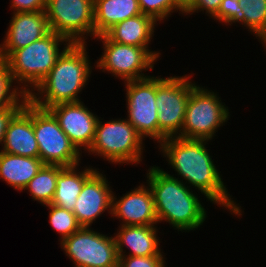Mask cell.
I'll return each instance as SVG.
<instances>
[{
    "label": "cell",
    "instance_id": "23",
    "mask_svg": "<svg viewBox=\"0 0 266 267\" xmlns=\"http://www.w3.org/2000/svg\"><path fill=\"white\" fill-rule=\"evenodd\" d=\"M63 168L59 165L44 164L24 190H28L32 198L40 204H51L56 190L58 174Z\"/></svg>",
    "mask_w": 266,
    "mask_h": 267
},
{
    "label": "cell",
    "instance_id": "5",
    "mask_svg": "<svg viewBox=\"0 0 266 267\" xmlns=\"http://www.w3.org/2000/svg\"><path fill=\"white\" fill-rule=\"evenodd\" d=\"M143 138L128 120H97L94 140L88 152L115 163H140Z\"/></svg>",
    "mask_w": 266,
    "mask_h": 267
},
{
    "label": "cell",
    "instance_id": "11",
    "mask_svg": "<svg viewBox=\"0 0 266 267\" xmlns=\"http://www.w3.org/2000/svg\"><path fill=\"white\" fill-rule=\"evenodd\" d=\"M96 38L102 40L104 47V53L96 62V67L126 82L147 78L148 75L145 76L142 71L148 68L152 70L154 62L157 61L144 47L113 42L105 34L96 36Z\"/></svg>",
    "mask_w": 266,
    "mask_h": 267
},
{
    "label": "cell",
    "instance_id": "8",
    "mask_svg": "<svg viewBox=\"0 0 266 267\" xmlns=\"http://www.w3.org/2000/svg\"><path fill=\"white\" fill-rule=\"evenodd\" d=\"M32 123L39 158L44 164L63 167L79 165L81 153L48 109H41L32 104Z\"/></svg>",
    "mask_w": 266,
    "mask_h": 267
},
{
    "label": "cell",
    "instance_id": "18",
    "mask_svg": "<svg viewBox=\"0 0 266 267\" xmlns=\"http://www.w3.org/2000/svg\"><path fill=\"white\" fill-rule=\"evenodd\" d=\"M156 23L151 16L140 14L115 24L105 35L113 42L144 47L158 59L160 53L148 49Z\"/></svg>",
    "mask_w": 266,
    "mask_h": 267
},
{
    "label": "cell",
    "instance_id": "9",
    "mask_svg": "<svg viewBox=\"0 0 266 267\" xmlns=\"http://www.w3.org/2000/svg\"><path fill=\"white\" fill-rule=\"evenodd\" d=\"M45 14L50 30L72 44L94 37V0H46Z\"/></svg>",
    "mask_w": 266,
    "mask_h": 267
},
{
    "label": "cell",
    "instance_id": "6",
    "mask_svg": "<svg viewBox=\"0 0 266 267\" xmlns=\"http://www.w3.org/2000/svg\"><path fill=\"white\" fill-rule=\"evenodd\" d=\"M189 77H156L158 143L168 137H177L182 131L188 98L196 86L189 82Z\"/></svg>",
    "mask_w": 266,
    "mask_h": 267
},
{
    "label": "cell",
    "instance_id": "16",
    "mask_svg": "<svg viewBox=\"0 0 266 267\" xmlns=\"http://www.w3.org/2000/svg\"><path fill=\"white\" fill-rule=\"evenodd\" d=\"M112 195V216L120 218L123 226H154L158 223L150 187L138 186L118 201Z\"/></svg>",
    "mask_w": 266,
    "mask_h": 267
},
{
    "label": "cell",
    "instance_id": "28",
    "mask_svg": "<svg viewBox=\"0 0 266 267\" xmlns=\"http://www.w3.org/2000/svg\"><path fill=\"white\" fill-rule=\"evenodd\" d=\"M240 0H222L217 14L213 17L224 23L240 22L244 25V13Z\"/></svg>",
    "mask_w": 266,
    "mask_h": 267
},
{
    "label": "cell",
    "instance_id": "17",
    "mask_svg": "<svg viewBox=\"0 0 266 267\" xmlns=\"http://www.w3.org/2000/svg\"><path fill=\"white\" fill-rule=\"evenodd\" d=\"M2 152L39 157L38 143L32 123V103L26 101L23 107L10 120L3 140Z\"/></svg>",
    "mask_w": 266,
    "mask_h": 267
},
{
    "label": "cell",
    "instance_id": "32",
    "mask_svg": "<svg viewBox=\"0 0 266 267\" xmlns=\"http://www.w3.org/2000/svg\"><path fill=\"white\" fill-rule=\"evenodd\" d=\"M21 108L22 107H7L0 109V144H3L4 135L10 120Z\"/></svg>",
    "mask_w": 266,
    "mask_h": 267
},
{
    "label": "cell",
    "instance_id": "20",
    "mask_svg": "<svg viewBox=\"0 0 266 267\" xmlns=\"http://www.w3.org/2000/svg\"><path fill=\"white\" fill-rule=\"evenodd\" d=\"M140 14L138 0H94V37L103 35L115 24Z\"/></svg>",
    "mask_w": 266,
    "mask_h": 267
},
{
    "label": "cell",
    "instance_id": "29",
    "mask_svg": "<svg viewBox=\"0 0 266 267\" xmlns=\"http://www.w3.org/2000/svg\"><path fill=\"white\" fill-rule=\"evenodd\" d=\"M127 257V258H126ZM163 256H120L118 267H165Z\"/></svg>",
    "mask_w": 266,
    "mask_h": 267
},
{
    "label": "cell",
    "instance_id": "4",
    "mask_svg": "<svg viewBox=\"0 0 266 267\" xmlns=\"http://www.w3.org/2000/svg\"><path fill=\"white\" fill-rule=\"evenodd\" d=\"M59 42L67 44L61 52ZM70 44L63 36L50 31L45 37L13 51L4 61L8 64L13 79L19 84L24 82L21 89L28 95L32 91L30 88L34 89L41 83Z\"/></svg>",
    "mask_w": 266,
    "mask_h": 267
},
{
    "label": "cell",
    "instance_id": "14",
    "mask_svg": "<svg viewBox=\"0 0 266 267\" xmlns=\"http://www.w3.org/2000/svg\"><path fill=\"white\" fill-rule=\"evenodd\" d=\"M4 43L0 45V59L45 37L51 30L45 11L16 12L9 22Z\"/></svg>",
    "mask_w": 266,
    "mask_h": 267
},
{
    "label": "cell",
    "instance_id": "7",
    "mask_svg": "<svg viewBox=\"0 0 266 267\" xmlns=\"http://www.w3.org/2000/svg\"><path fill=\"white\" fill-rule=\"evenodd\" d=\"M220 101L216 93L196 85L188 98L182 131L177 137L211 140L229 118L227 107Z\"/></svg>",
    "mask_w": 266,
    "mask_h": 267
},
{
    "label": "cell",
    "instance_id": "31",
    "mask_svg": "<svg viewBox=\"0 0 266 267\" xmlns=\"http://www.w3.org/2000/svg\"><path fill=\"white\" fill-rule=\"evenodd\" d=\"M11 9L16 12L45 11L46 0H12Z\"/></svg>",
    "mask_w": 266,
    "mask_h": 267
},
{
    "label": "cell",
    "instance_id": "33",
    "mask_svg": "<svg viewBox=\"0 0 266 267\" xmlns=\"http://www.w3.org/2000/svg\"><path fill=\"white\" fill-rule=\"evenodd\" d=\"M182 9H184L187 5L189 0H174Z\"/></svg>",
    "mask_w": 266,
    "mask_h": 267
},
{
    "label": "cell",
    "instance_id": "12",
    "mask_svg": "<svg viewBox=\"0 0 266 267\" xmlns=\"http://www.w3.org/2000/svg\"><path fill=\"white\" fill-rule=\"evenodd\" d=\"M125 85L127 120L143 139L148 136L158 142L156 77L149 76L140 80L127 81Z\"/></svg>",
    "mask_w": 266,
    "mask_h": 267
},
{
    "label": "cell",
    "instance_id": "19",
    "mask_svg": "<svg viewBox=\"0 0 266 267\" xmlns=\"http://www.w3.org/2000/svg\"><path fill=\"white\" fill-rule=\"evenodd\" d=\"M114 236L118 257L123 256V247L130 249L129 256H163L158 248L159 239L155 226H123Z\"/></svg>",
    "mask_w": 266,
    "mask_h": 267
},
{
    "label": "cell",
    "instance_id": "1",
    "mask_svg": "<svg viewBox=\"0 0 266 267\" xmlns=\"http://www.w3.org/2000/svg\"><path fill=\"white\" fill-rule=\"evenodd\" d=\"M206 141L208 142L168 137L160 143V148L178 175L200 190L212 203H218L217 205H222L240 216L241 208L229 197L230 194L226 191L221 176L205 148Z\"/></svg>",
    "mask_w": 266,
    "mask_h": 267
},
{
    "label": "cell",
    "instance_id": "25",
    "mask_svg": "<svg viewBox=\"0 0 266 267\" xmlns=\"http://www.w3.org/2000/svg\"><path fill=\"white\" fill-rule=\"evenodd\" d=\"M13 81L14 79L8 64L0 59V109L7 107H23L28 100V95L21 87L20 89L15 87V89L12 88L11 90L10 87Z\"/></svg>",
    "mask_w": 266,
    "mask_h": 267
},
{
    "label": "cell",
    "instance_id": "15",
    "mask_svg": "<svg viewBox=\"0 0 266 267\" xmlns=\"http://www.w3.org/2000/svg\"><path fill=\"white\" fill-rule=\"evenodd\" d=\"M96 171L83 185L72 211L82 227H90L91 223L105 210L112 214V195L108 180Z\"/></svg>",
    "mask_w": 266,
    "mask_h": 267
},
{
    "label": "cell",
    "instance_id": "26",
    "mask_svg": "<svg viewBox=\"0 0 266 267\" xmlns=\"http://www.w3.org/2000/svg\"><path fill=\"white\" fill-rule=\"evenodd\" d=\"M46 206L50 209L49 222L52 228L62 235L61 241L70 237L82 227L77 222L76 216L72 211L57 207L53 204H47Z\"/></svg>",
    "mask_w": 266,
    "mask_h": 267
},
{
    "label": "cell",
    "instance_id": "30",
    "mask_svg": "<svg viewBox=\"0 0 266 267\" xmlns=\"http://www.w3.org/2000/svg\"><path fill=\"white\" fill-rule=\"evenodd\" d=\"M222 0H189L188 5L183 9V14H192L199 10H206L211 17H214L221 5Z\"/></svg>",
    "mask_w": 266,
    "mask_h": 267
},
{
    "label": "cell",
    "instance_id": "3",
    "mask_svg": "<svg viewBox=\"0 0 266 267\" xmlns=\"http://www.w3.org/2000/svg\"><path fill=\"white\" fill-rule=\"evenodd\" d=\"M147 173L155 212L160 221L169 222L179 231H190L205 221L206 211L197 196L178 178L166 173L160 167H151Z\"/></svg>",
    "mask_w": 266,
    "mask_h": 267
},
{
    "label": "cell",
    "instance_id": "21",
    "mask_svg": "<svg viewBox=\"0 0 266 267\" xmlns=\"http://www.w3.org/2000/svg\"><path fill=\"white\" fill-rule=\"evenodd\" d=\"M43 165L39 157H25L0 151V178L15 190H24Z\"/></svg>",
    "mask_w": 266,
    "mask_h": 267
},
{
    "label": "cell",
    "instance_id": "27",
    "mask_svg": "<svg viewBox=\"0 0 266 267\" xmlns=\"http://www.w3.org/2000/svg\"><path fill=\"white\" fill-rule=\"evenodd\" d=\"M138 3L141 13L156 21L165 19L171 12L179 10L183 13V9L174 0H138Z\"/></svg>",
    "mask_w": 266,
    "mask_h": 267
},
{
    "label": "cell",
    "instance_id": "2",
    "mask_svg": "<svg viewBox=\"0 0 266 267\" xmlns=\"http://www.w3.org/2000/svg\"><path fill=\"white\" fill-rule=\"evenodd\" d=\"M85 45L71 43L57 58L47 76L34 88L40 94L32 90L28 94V101L41 109L59 103L80 102L78 93L85 87L92 72Z\"/></svg>",
    "mask_w": 266,
    "mask_h": 267
},
{
    "label": "cell",
    "instance_id": "10",
    "mask_svg": "<svg viewBox=\"0 0 266 267\" xmlns=\"http://www.w3.org/2000/svg\"><path fill=\"white\" fill-rule=\"evenodd\" d=\"M60 244L75 267H118L115 238L89 227H81Z\"/></svg>",
    "mask_w": 266,
    "mask_h": 267
},
{
    "label": "cell",
    "instance_id": "24",
    "mask_svg": "<svg viewBox=\"0 0 266 267\" xmlns=\"http://www.w3.org/2000/svg\"><path fill=\"white\" fill-rule=\"evenodd\" d=\"M244 26L259 37L266 47V0H240Z\"/></svg>",
    "mask_w": 266,
    "mask_h": 267
},
{
    "label": "cell",
    "instance_id": "13",
    "mask_svg": "<svg viewBox=\"0 0 266 267\" xmlns=\"http://www.w3.org/2000/svg\"><path fill=\"white\" fill-rule=\"evenodd\" d=\"M59 103L48 110L58 120L60 128L80 151V147L88 150L95 136L98 117L88 110L83 102Z\"/></svg>",
    "mask_w": 266,
    "mask_h": 267
},
{
    "label": "cell",
    "instance_id": "22",
    "mask_svg": "<svg viewBox=\"0 0 266 267\" xmlns=\"http://www.w3.org/2000/svg\"><path fill=\"white\" fill-rule=\"evenodd\" d=\"M77 166L79 165L64 167L59 172L51 204L69 211L74 210L84 183L97 171V169L86 167L85 170L78 172Z\"/></svg>",
    "mask_w": 266,
    "mask_h": 267
}]
</instances>
